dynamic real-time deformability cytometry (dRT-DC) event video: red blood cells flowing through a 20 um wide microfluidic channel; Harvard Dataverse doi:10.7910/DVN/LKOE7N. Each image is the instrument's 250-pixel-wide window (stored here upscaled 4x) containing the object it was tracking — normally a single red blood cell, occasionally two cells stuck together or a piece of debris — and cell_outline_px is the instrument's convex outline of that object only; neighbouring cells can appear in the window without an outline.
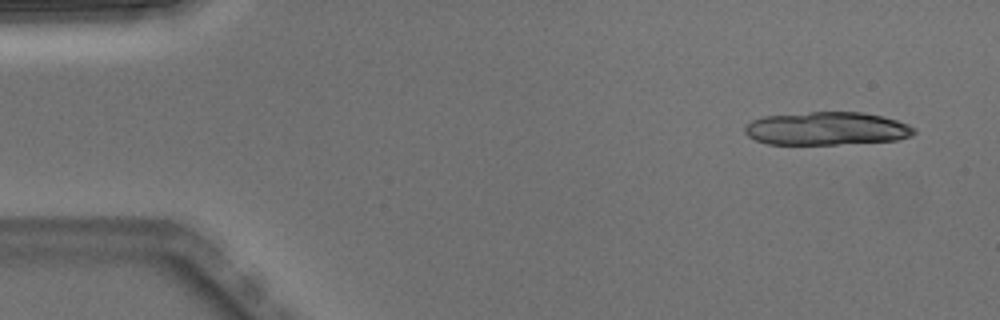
{"species": "Egyptian fruit bat (a non-hibernating species)", "species_latin": "Rousettus aegyptiacus", "temperature_condition": "warm", "stored_images_in_passage": 4, "camera_frame_rate_fps": 3000, "um_per_image_px": 0.085, "animal": {"sex": "male"}, "frame": {"image": 1, "passage_image": 1, "time_ms": 0.0, "image_size_px": [1000, 320], "cell_outline_px": [[916, 132], [912, 136], [896, 140], [836, 144], [768, 144], [756, 140], [748, 136], [744, 132], [744, 128], [752, 120], [764, 116], [808, 112], [864, 112], [896, 120], [908, 124], [916, 128]], "centroid_in_image_um": [70.28, 10.92], "position_along_channel_um": 14.7, "area_um2": 32.66}}